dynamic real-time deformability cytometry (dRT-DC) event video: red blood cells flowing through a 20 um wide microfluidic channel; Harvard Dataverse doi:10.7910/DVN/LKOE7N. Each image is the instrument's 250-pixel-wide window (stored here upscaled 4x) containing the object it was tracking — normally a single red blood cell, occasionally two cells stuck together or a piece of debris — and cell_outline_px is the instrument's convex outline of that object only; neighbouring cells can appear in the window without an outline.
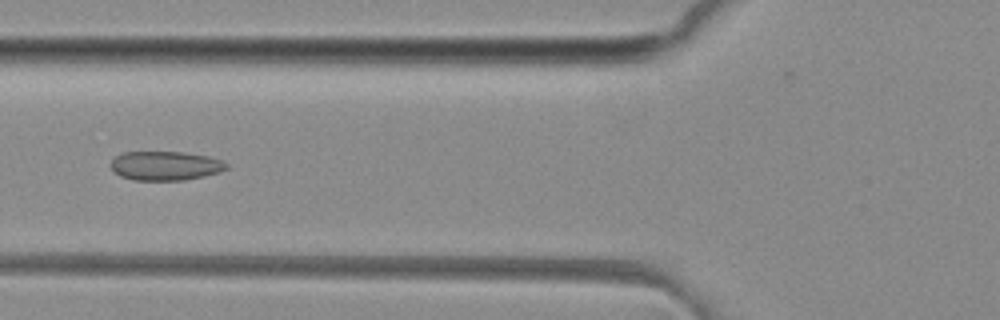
{"species": "common noctule bat (a hibernating species)", "species_latin": "Nyctalus noctula", "temperature_condition": "room temperature", "stored_images_in_passage": 46, "camera_frame_rate_fps": 3000, "um_per_image_px": 0.085, "animal": {"sex": "female", "body_mass_g": 29.2, "forearm_length_mm": 56.3}, "frame": {"image": 1, "passage_image": 15, "time_ms": 4.667, "image_size_px": [1000, 320], "cell_outline_px": [[228, 168], [220, 172], [204, 176], [184, 180], [132, 180], [120, 176], [108, 164], [116, 156], [124, 152], [184, 152], [208, 156], [224, 160], [228, 164]], "centroid_in_image_um": [14.08, 14.09], "position_along_channel_um": 111.7, "area_um2": 19.77}}
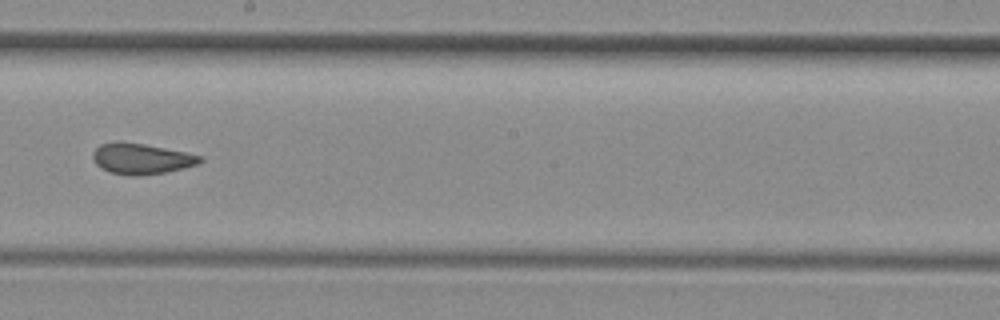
{"frame": {"image": 2, "passage_image": 24, "time_ms": 7.667, "image_size_px": [1000, 320], "cell_outline_px": [[204, 160], [200, 164], [164, 172], [140, 176], [128, 176], [108, 172], [100, 168], [92, 160], [92, 152], [100, 144], [116, 140], [120, 140], [144, 144], [204, 156]], "centroid_in_image_um": [11.97, 13.49], "position_along_channel_um": 236.2, "area_um2": 19.59}}
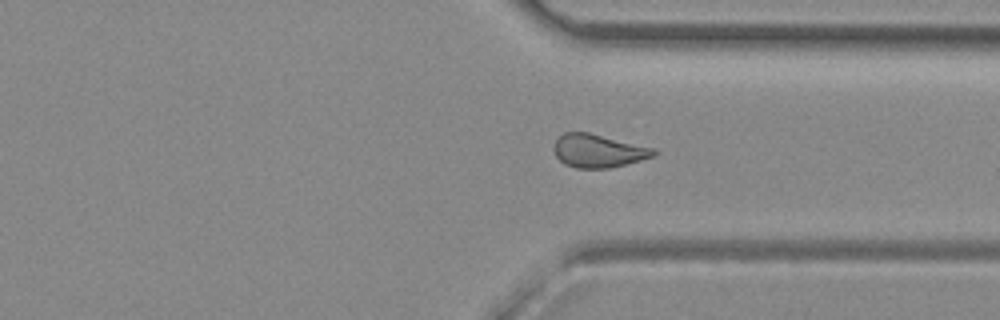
{"frame": {"image": 3, "passage_image": 33, "time_ms": 10.667, "image_size_px": [1000, 320], "cell_outline_px": [[656, 152], [652, 156], [640, 160], [608, 168], [576, 168], [564, 164], [556, 156], [552, 148], [556, 140], [564, 132], [588, 132], [656, 148]], "centroid_in_image_um": [50.82, 12.81], "position_along_channel_um": 360.6, "area_um2": 19.25}, "authors_computed_cell_mechanics": {"area_um2": 19.7098, "velocity_mm_per_s": 4.142, "shape_relaxation_time_tau1_ms": null, "shape_relaxation_time_tau2_ms": 1.5948, "deformation_change_tau1": null, "deformation_change_tau2": 0.0757}}